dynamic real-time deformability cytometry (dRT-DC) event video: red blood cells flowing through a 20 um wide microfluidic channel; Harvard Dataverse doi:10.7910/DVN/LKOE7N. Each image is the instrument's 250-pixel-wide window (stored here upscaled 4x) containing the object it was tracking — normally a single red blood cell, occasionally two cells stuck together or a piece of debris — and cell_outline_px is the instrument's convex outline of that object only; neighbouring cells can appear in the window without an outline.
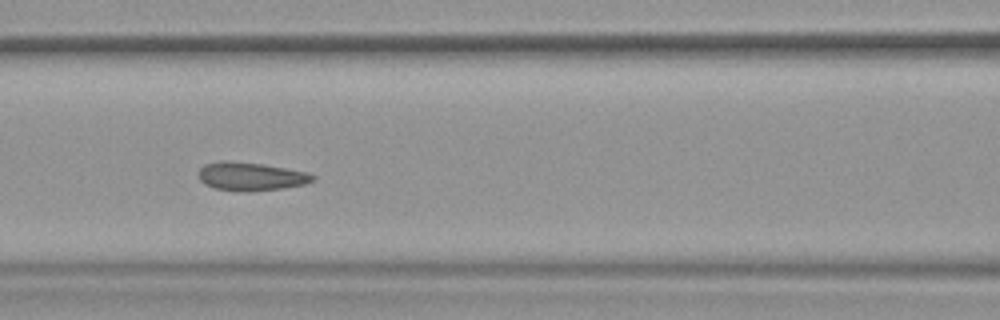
{"species": "common noctule bat (a hibernating species)", "species_latin": "Nyctalus noctula", "temperature_condition": "warm", "stored_images_in_passage": 54, "camera_frame_rate_fps": 3000, "um_per_image_px": 0.085, "animal": {"sex": "female", "body_mass_g": 19.9}, "frame": {"image": 1, "passage_image": 24, "time_ms": 7.667, "image_size_px": [1000, 320], "cell_outline_px": [[316, 180], [304, 184], [284, 188], [236, 192], [216, 188], [204, 184], [200, 180], [200, 168], [204, 164], [224, 160], [260, 164], [284, 168], [304, 172], [316, 176]], "centroid_in_image_um": [21.31, 15.0], "position_along_channel_um": 145.3, "area_um2": 18.61}, "authors_computed_cell_mechanics": {"area_um2": 18.9295, "velocity_mm_per_s": 3.7822, "shape_relaxation_time_tau1_ms": 5.5404, "shape_relaxation_time_tau2_ms": 1.3311, "deformation_change_tau1": 0.1231, "deformation_change_tau2": 0.0457}}